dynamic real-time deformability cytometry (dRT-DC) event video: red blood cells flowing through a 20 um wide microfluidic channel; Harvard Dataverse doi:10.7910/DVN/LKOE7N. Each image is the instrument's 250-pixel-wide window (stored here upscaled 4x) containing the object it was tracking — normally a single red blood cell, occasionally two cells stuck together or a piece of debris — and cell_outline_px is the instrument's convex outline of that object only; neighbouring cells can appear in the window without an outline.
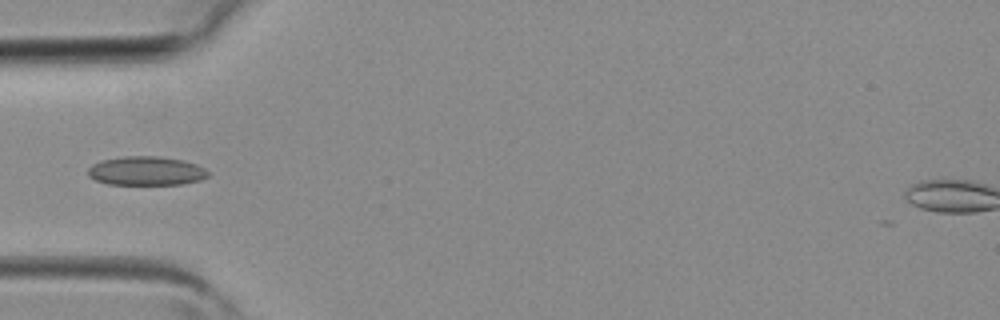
{"species": "common noctule bat (a hibernating species)", "species_latin": "Nyctalus noctula", "temperature_condition": "room temperature", "stored_images_in_passage": 2, "camera_frame_rate_fps": 3000, "um_per_image_px": 0.085, "animal": {"sex": "female", "body_mass_g": 19.3, "forearm_length_mm": 54.1}, "frame": {"image": 1, "passage_image": 2, "time_ms": 0.333, "image_size_px": [1000, 320], "cell_outline_px": [[212, 172], [208, 176], [200, 180], [184, 184], [108, 184], [96, 180], [88, 176], [88, 168], [92, 164], [100, 160], [124, 156], [156, 156], [184, 160], [196, 164]], "centroid_in_image_um": [12.44, 14.52], "position_along_channel_um": 72.6, "area_um2": 20.4}}